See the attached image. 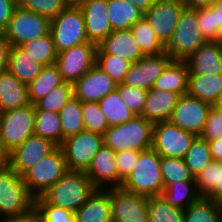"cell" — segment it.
I'll return each mask as SVG.
<instances>
[{"instance_id":"obj_1","label":"cell","mask_w":222,"mask_h":222,"mask_svg":"<svg viewBox=\"0 0 222 222\" xmlns=\"http://www.w3.org/2000/svg\"><path fill=\"white\" fill-rule=\"evenodd\" d=\"M97 189L85 172L69 170L41 197L47 203L74 213Z\"/></svg>"},{"instance_id":"obj_2","label":"cell","mask_w":222,"mask_h":222,"mask_svg":"<svg viewBox=\"0 0 222 222\" xmlns=\"http://www.w3.org/2000/svg\"><path fill=\"white\" fill-rule=\"evenodd\" d=\"M161 156L151 147L139 151L131 173L121 187L145 197L160 196L164 189L161 173Z\"/></svg>"},{"instance_id":"obj_3","label":"cell","mask_w":222,"mask_h":222,"mask_svg":"<svg viewBox=\"0 0 222 222\" xmlns=\"http://www.w3.org/2000/svg\"><path fill=\"white\" fill-rule=\"evenodd\" d=\"M153 123L142 116H135L123 124L111 126L103 135L106 147L114 152L143 151L152 146Z\"/></svg>"},{"instance_id":"obj_4","label":"cell","mask_w":222,"mask_h":222,"mask_svg":"<svg viewBox=\"0 0 222 222\" xmlns=\"http://www.w3.org/2000/svg\"><path fill=\"white\" fill-rule=\"evenodd\" d=\"M35 208V197L26 187L23 177L5 162L0 164V217L19 216Z\"/></svg>"},{"instance_id":"obj_5","label":"cell","mask_w":222,"mask_h":222,"mask_svg":"<svg viewBox=\"0 0 222 222\" xmlns=\"http://www.w3.org/2000/svg\"><path fill=\"white\" fill-rule=\"evenodd\" d=\"M198 23L197 9L185 7L173 35L164 45V51L172 60L185 61L207 42Z\"/></svg>"},{"instance_id":"obj_6","label":"cell","mask_w":222,"mask_h":222,"mask_svg":"<svg viewBox=\"0 0 222 222\" xmlns=\"http://www.w3.org/2000/svg\"><path fill=\"white\" fill-rule=\"evenodd\" d=\"M34 122L33 104L0 113V151L4 157L34 134Z\"/></svg>"},{"instance_id":"obj_7","label":"cell","mask_w":222,"mask_h":222,"mask_svg":"<svg viewBox=\"0 0 222 222\" xmlns=\"http://www.w3.org/2000/svg\"><path fill=\"white\" fill-rule=\"evenodd\" d=\"M68 171L62 149L57 146L29 168L22 177L29 192L36 198L45 193Z\"/></svg>"},{"instance_id":"obj_8","label":"cell","mask_w":222,"mask_h":222,"mask_svg":"<svg viewBox=\"0 0 222 222\" xmlns=\"http://www.w3.org/2000/svg\"><path fill=\"white\" fill-rule=\"evenodd\" d=\"M50 34L57 53L88 42L85 20L79 6L68 5L56 18L50 20Z\"/></svg>"},{"instance_id":"obj_9","label":"cell","mask_w":222,"mask_h":222,"mask_svg":"<svg viewBox=\"0 0 222 222\" xmlns=\"http://www.w3.org/2000/svg\"><path fill=\"white\" fill-rule=\"evenodd\" d=\"M197 136L169 120L153 123L152 148L161 156L184 159Z\"/></svg>"},{"instance_id":"obj_10","label":"cell","mask_w":222,"mask_h":222,"mask_svg":"<svg viewBox=\"0 0 222 222\" xmlns=\"http://www.w3.org/2000/svg\"><path fill=\"white\" fill-rule=\"evenodd\" d=\"M103 144V135L86 130L65 138L60 148L68 170L85 172Z\"/></svg>"},{"instance_id":"obj_11","label":"cell","mask_w":222,"mask_h":222,"mask_svg":"<svg viewBox=\"0 0 222 222\" xmlns=\"http://www.w3.org/2000/svg\"><path fill=\"white\" fill-rule=\"evenodd\" d=\"M49 32V19L17 6L3 34L11 46H20Z\"/></svg>"},{"instance_id":"obj_12","label":"cell","mask_w":222,"mask_h":222,"mask_svg":"<svg viewBox=\"0 0 222 222\" xmlns=\"http://www.w3.org/2000/svg\"><path fill=\"white\" fill-rule=\"evenodd\" d=\"M97 44L88 41L58 53L56 65L65 82L74 84L96 62Z\"/></svg>"},{"instance_id":"obj_13","label":"cell","mask_w":222,"mask_h":222,"mask_svg":"<svg viewBox=\"0 0 222 222\" xmlns=\"http://www.w3.org/2000/svg\"><path fill=\"white\" fill-rule=\"evenodd\" d=\"M112 222H148V197L110 188Z\"/></svg>"},{"instance_id":"obj_14","label":"cell","mask_w":222,"mask_h":222,"mask_svg":"<svg viewBox=\"0 0 222 222\" xmlns=\"http://www.w3.org/2000/svg\"><path fill=\"white\" fill-rule=\"evenodd\" d=\"M211 107L210 103L185 94L179 98L169 121L187 132L200 136Z\"/></svg>"},{"instance_id":"obj_15","label":"cell","mask_w":222,"mask_h":222,"mask_svg":"<svg viewBox=\"0 0 222 222\" xmlns=\"http://www.w3.org/2000/svg\"><path fill=\"white\" fill-rule=\"evenodd\" d=\"M184 8L182 0H156L144 12L143 17L164 45L173 35Z\"/></svg>"},{"instance_id":"obj_16","label":"cell","mask_w":222,"mask_h":222,"mask_svg":"<svg viewBox=\"0 0 222 222\" xmlns=\"http://www.w3.org/2000/svg\"><path fill=\"white\" fill-rule=\"evenodd\" d=\"M56 147L49 139L33 134L5 157V163L22 176Z\"/></svg>"},{"instance_id":"obj_17","label":"cell","mask_w":222,"mask_h":222,"mask_svg":"<svg viewBox=\"0 0 222 222\" xmlns=\"http://www.w3.org/2000/svg\"><path fill=\"white\" fill-rule=\"evenodd\" d=\"M171 60L172 58L166 52L145 55L130 65L122 84L149 90Z\"/></svg>"},{"instance_id":"obj_18","label":"cell","mask_w":222,"mask_h":222,"mask_svg":"<svg viewBox=\"0 0 222 222\" xmlns=\"http://www.w3.org/2000/svg\"><path fill=\"white\" fill-rule=\"evenodd\" d=\"M116 87V82L94 65L73 84V96L81 102H98Z\"/></svg>"},{"instance_id":"obj_19","label":"cell","mask_w":222,"mask_h":222,"mask_svg":"<svg viewBox=\"0 0 222 222\" xmlns=\"http://www.w3.org/2000/svg\"><path fill=\"white\" fill-rule=\"evenodd\" d=\"M85 173L98 189L119 187V173L115 152L104 144L93 156Z\"/></svg>"},{"instance_id":"obj_20","label":"cell","mask_w":222,"mask_h":222,"mask_svg":"<svg viewBox=\"0 0 222 222\" xmlns=\"http://www.w3.org/2000/svg\"><path fill=\"white\" fill-rule=\"evenodd\" d=\"M78 6L84 16L88 40L98 45L112 32L107 0H85Z\"/></svg>"},{"instance_id":"obj_21","label":"cell","mask_w":222,"mask_h":222,"mask_svg":"<svg viewBox=\"0 0 222 222\" xmlns=\"http://www.w3.org/2000/svg\"><path fill=\"white\" fill-rule=\"evenodd\" d=\"M96 54H112L129 61L131 64L145 56L130 29L112 31L97 45Z\"/></svg>"},{"instance_id":"obj_22","label":"cell","mask_w":222,"mask_h":222,"mask_svg":"<svg viewBox=\"0 0 222 222\" xmlns=\"http://www.w3.org/2000/svg\"><path fill=\"white\" fill-rule=\"evenodd\" d=\"M185 62L188 75H222V47L216 41H207Z\"/></svg>"},{"instance_id":"obj_23","label":"cell","mask_w":222,"mask_h":222,"mask_svg":"<svg viewBox=\"0 0 222 222\" xmlns=\"http://www.w3.org/2000/svg\"><path fill=\"white\" fill-rule=\"evenodd\" d=\"M181 96L171 91H161L155 88L147 90L141 116L152 123L169 120Z\"/></svg>"},{"instance_id":"obj_24","label":"cell","mask_w":222,"mask_h":222,"mask_svg":"<svg viewBox=\"0 0 222 222\" xmlns=\"http://www.w3.org/2000/svg\"><path fill=\"white\" fill-rule=\"evenodd\" d=\"M29 104L28 85L19 81L8 70L0 72V113Z\"/></svg>"},{"instance_id":"obj_25","label":"cell","mask_w":222,"mask_h":222,"mask_svg":"<svg viewBox=\"0 0 222 222\" xmlns=\"http://www.w3.org/2000/svg\"><path fill=\"white\" fill-rule=\"evenodd\" d=\"M74 215L76 222H112L110 188L97 189Z\"/></svg>"},{"instance_id":"obj_26","label":"cell","mask_w":222,"mask_h":222,"mask_svg":"<svg viewBox=\"0 0 222 222\" xmlns=\"http://www.w3.org/2000/svg\"><path fill=\"white\" fill-rule=\"evenodd\" d=\"M189 69L185 61L171 60L162 74L154 82L152 88L161 91H171L180 96L188 91Z\"/></svg>"},{"instance_id":"obj_27","label":"cell","mask_w":222,"mask_h":222,"mask_svg":"<svg viewBox=\"0 0 222 222\" xmlns=\"http://www.w3.org/2000/svg\"><path fill=\"white\" fill-rule=\"evenodd\" d=\"M43 67L19 46L11 47L7 70L19 81L28 85L41 73Z\"/></svg>"},{"instance_id":"obj_28","label":"cell","mask_w":222,"mask_h":222,"mask_svg":"<svg viewBox=\"0 0 222 222\" xmlns=\"http://www.w3.org/2000/svg\"><path fill=\"white\" fill-rule=\"evenodd\" d=\"M187 94L216 105L222 94V75H188Z\"/></svg>"},{"instance_id":"obj_29","label":"cell","mask_w":222,"mask_h":222,"mask_svg":"<svg viewBox=\"0 0 222 222\" xmlns=\"http://www.w3.org/2000/svg\"><path fill=\"white\" fill-rule=\"evenodd\" d=\"M194 179L202 197H207L222 206L221 162L211 161Z\"/></svg>"},{"instance_id":"obj_30","label":"cell","mask_w":222,"mask_h":222,"mask_svg":"<svg viewBox=\"0 0 222 222\" xmlns=\"http://www.w3.org/2000/svg\"><path fill=\"white\" fill-rule=\"evenodd\" d=\"M112 31L128 30L144 13L127 0H107Z\"/></svg>"},{"instance_id":"obj_31","label":"cell","mask_w":222,"mask_h":222,"mask_svg":"<svg viewBox=\"0 0 222 222\" xmlns=\"http://www.w3.org/2000/svg\"><path fill=\"white\" fill-rule=\"evenodd\" d=\"M160 196L173 207L186 209L189 205L198 201L202 196L199 194L195 181H180L170 183L163 189Z\"/></svg>"},{"instance_id":"obj_32","label":"cell","mask_w":222,"mask_h":222,"mask_svg":"<svg viewBox=\"0 0 222 222\" xmlns=\"http://www.w3.org/2000/svg\"><path fill=\"white\" fill-rule=\"evenodd\" d=\"M64 80L56 64L44 66L41 73L28 84V99L35 104L45 97L54 87L62 84Z\"/></svg>"},{"instance_id":"obj_33","label":"cell","mask_w":222,"mask_h":222,"mask_svg":"<svg viewBox=\"0 0 222 222\" xmlns=\"http://www.w3.org/2000/svg\"><path fill=\"white\" fill-rule=\"evenodd\" d=\"M109 127L132 120L136 115L129 110L117 89L98 101Z\"/></svg>"},{"instance_id":"obj_34","label":"cell","mask_w":222,"mask_h":222,"mask_svg":"<svg viewBox=\"0 0 222 222\" xmlns=\"http://www.w3.org/2000/svg\"><path fill=\"white\" fill-rule=\"evenodd\" d=\"M34 134L49 139L60 146L65 138L59 114L52 111L35 110Z\"/></svg>"},{"instance_id":"obj_35","label":"cell","mask_w":222,"mask_h":222,"mask_svg":"<svg viewBox=\"0 0 222 222\" xmlns=\"http://www.w3.org/2000/svg\"><path fill=\"white\" fill-rule=\"evenodd\" d=\"M130 31L144 55H157L164 51V44L158 39L148 21L142 17Z\"/></svg>"},{"instance_id":"obj_36","label":"cell","mask_w":222,"mask_h":222,"mask_svg":"<svg viewBox=\"0 0 222 222\" xmlns=\"http://www.w3.org/2000/svg\"><path fill=\"white\" fill-rule=\"evenodd\" d=\"M19 47L43 66L56 63L58 53L50 32L32 41L25 42Z\"/></svg>"},{"instance_id":"obj_37","label":"cell","mask_w":222,"mask_h":222,"mask_svg":"<svg viewBox=\"0 0 222 222\" xmlns=\"http://www.w3.org/2000/svg\"><path fill=\"white\" fill-rule=\"evenodd\" d=\"M221 215V205L207 197H201L184 209V222H219Z\"/></svg>"},{"instance_id":"obj_38","label":"cell","mask_w":222,"mask_h":222,"mask_svg":"<svg viewBox=\"0 0 222 222\" xmlns=\"http://www.w3.org/2000/svg\"><path fill=\"white\" fill-rule=\"evenodd\" d=\"M58 114L64 138L85 130L81 112V101L74 96L68 100Z\"/></svg>"},{"instance_id":"obj_39","label":"cell","mask_w":222,"mask_h":222,"mask_svg":"<svg viewBox=\"0 0 222 222\" xmlns=\"http://www.w3.org/2000/svg\"><path fill=\"white\" fill-rule=\"evenodd\" d=\"M184 161L195 178L208 163L213 161L208 141L197 136L186 152Z\"/></svg>"},{"instance_id":"obj_40","label":"cell","mask_w":222,"mask_h":222,"mask_svg":"<svg viewBox=\"0 0 222 222\" xmlns=\"http://www.w3.org/2000/svg\"><path fill=\"white\" fill-rule=\"evenodd\" d=\"M148 222H184V210L168 204L161 196L148 197Z\"/></svg>"},{"instance_id":"obj_41","label":"cell","mask_w":222,"mask_h":222,"mask_svg":"<svg viewBox=\"0 0 222 222\" xmlns=\"http://www.w3.org/2000/svg\"><path fill=\"white\" fill-rule=\"evenodd\" d=\"M73 96V84L63 82L54 87L45 97L34 104V110H46L59 113L62 107Z\"/></svg>"},{"instance_id":"obj_42","label":"cell","mask_w":222,"mask_h":222,"mask_svg":"<svg viewBox=\"0 0 222 222\" xmlns=\"http://www.w3.org/2000/svg\"><path fill=\"white\" fill-rule=\"evenodd\" d=\"M161 173L164 188L170 183L180 181H195L184 159L161 157Z\"/></svg>"},{"instance_id":"obj_43","label":"cell","mask_w":222,"mask_h":222,"mask_svg":"<svg viewBox=\"0 0 222 222\" xmlns=\"http://www.w3.org/2000/svg\"><path fill=\"white\" fill-rule=\"evenodd\" d=\"M95 65L111 77L116 84H121L131 63L112 54H96Z\"/></svg>"},{"instance_id":"obj_44","label":"cell","mask_w":222,"mask_h":222,"mask_svg":"<svg viewBox=\"0 0 222 222\" xmlns=\"http://www.w3.org/2000/svg\"><path fill=\"white\" fill-rule=\"evenodd\" d=\"M81 112L86 131L105 134L109 126L98 102H81Z\"/></svg>"},{"instance_id":"obj_45","label":"cell","mask_w":222,"mask_h":222,"mask_svg":"<svg viewBox=\"0 0 222 222\" xmlns=\"http://www.w3.org/2000/svg\"><path fill=\"white\" fill-rule=\"evenodd\" d=\"M17 6L49 20L56 18L68 5L64 0H16Z\"/></svg>"},{"instance_id":"obj_46","label":"cell","mask_w":222,"mask_h":222,"mask_svg":"<svg viewBox=\"0 0 222 222\" xmlns=\"http://www.w3.org/2000/svg\"><path fill=\"white\" fill-rule=\"evenodd\" d=\"M35 210L39 222H76L73 212L47 203L41 196L35 198Z\"/></svg>"},{"instance_id":"obj_47","label":"cell","mask_w":222,"mask_h":222,"mask_svg":"<svg viewBox=\"0 0 222 222\" xmlns=\"http://www.w3.org/2000/svg\"><path fill=\"white\" fill-rule=\"evenodd\" d=\"M116 89L129 110L136 116H141L146 101L147 90L130 87L122 83L117 84Z\"/></svg>"},{"instance_id":"obj_48","label":"cell","mask_w":222,"mask_h":222,"mask_svg":"<svg viewBox=\"0 0 222 222\" xmlns=\"http://www.w3.org/2000/svg\"><path fill=\"white\" fill-rule=\"evenodd\" d=\"M198 26L206 41H216L220 29L216 26L215 13L208 7L197 8Z\"/></svg>"},{"instance_id":"obj_49","label":"cell","mask_w":222,"mask_h":222,"mask_svg":"<svg viewBox=\"0 0 222 222\" xmlns=\"http://www.w3.org/2000/svg\"><path fill=\"white\" fill-rule=\"evenodd\" d=\"M200 137L207 141L222 138V109L216 105L210 108Z\"/></svg>"},{"instance_id":"obj_50","label":"cell","mask_w":222,"mask_h":222,"mask_svg":"<svg viewBox=\"0 0 222 222\" xmlns=\"http://www.w3.org/2000/svg\"><path fill=\"white\" fill-rule=\"evenodd\" d=\"M139 156L137 150H126L115 152V159L117 162V170L119 173V187H121L123 181L131 173L132 167Z\"/></svg>"},{"instance_id":"obj_51","label":"cell","mask_w":222,"mask_h":222,"mask_svg":"<svg viewBox=\"0 0 222 222\" xmlns=\"http://www.w3.org/2000/svg\"><path fill=\"white\" fill-rule=\"evenodd\" d=\"M16 7V0H0V33L7 28Z\"/></svg>"},{"instance_id":"obj_52","label":"cell","mask_w":222,"mask_h":222,"mask_svg":"<svg viewBox=\"0 0 222 222\" xmlns=\"http://www.w3.org/2000/svg\"><path fill=\"white\" fill-rule=\"evenodd\" d=\"M11 47L10 42L4 34L0 33V72L7 70Z\"/></svg>"},{"instance_id":"obj_53","label":"cell","mask_w":222,"mask_h":222,"mask_svg":"<svg viewBox=\"0 0 222 222\" xmlns=\"http://www.w3.org/2000/svg\"><path fill=\"white\" fill-rule=\"evenodd\" d=\"M0 222H39V217L34 208L31 212L23 215L0 217Z\"/></svg>"},{"instance_id":"obj_54","label":"cell","mask_w":222,"mask_h":222,"mask_svg":"<svg viewBox=\"0 0 222 222\" xmlns=\"http://www.w3.org/2000/svg\"><path fill=\"white\" fill-rule=\"evenodd\" d=\"M213 161L222 163V138L208 141Z\"/></svg>"},{"instance_id":"obj_55","label":"cell","mask_w":222,"mask_h":222,"mask_svg":"<svg viewBox=\"0 0 222 222\" xmlns=\"http://www.w3.org/2000/svg\"><path fill=\"white\" fill-rule=\"evenodd\" d=\"M186 8L197 9L211 6L215 0H182Z\"/></svg>"},{"instance_id":"obj_56","label":"cell","mask_w":222,"mask_h":222,"mask_svg":"<svg viewBox=\"0 0 222 222\" xmlns=\"http://www.w3.org/2000/svg\"><path fill=\"white\" fill-rule=\"evenodd\" d=\"M209 7L215 13L216 26L221 30L222 29V3L214 2Z\"/></svg>"},{"instance_id":"obj_57","label":"cell","mask_w":222,"mask_h":222,"mask_svg":"<svg viewBox=\"0 0 222 222\" xmlns=\"http://www.w3.org/2000/svg\"><path fill=\"white\" fill-rule=\"evenodd\" d=\"M143 13L148 10L156 0H127Z\"/></svg>"},{"instance_id":"obj_58","label":"cell","mask_w":222,"mask_h":222,"mask_svg":"<svg viewBox=\"0 0 222 222\" xmlns=\"http://www.w3.org/2000/svg\"><path fill=\"white\" fill-rule=\"evenodd\" d=\"M85 0H64V2L67 5H71V6H78L80 3H82Z\"/></svg>"},{"instance_id":"obj_59","label":"cell","mask_w":222,"mask_h":222,"mask_svg":"<svg viewBox=\"0 0 222 222\" xmlns=\"http://www.w3.org/2000/svg\"><path fill=\"white\" fill-rule=\"evenodd\" d=\"M216 42L222 47V29L219 31Z\"/></svg>"},{"instance_id":"obj_60","label":"cell","mask_w":222,"mask_h":222,"mask_svg":"<svg viewBox=\"0 0 222 222\" xmlns=\"http://www.w3.org/2000/svg\"><path fill=\"white\" fill-rule=\"evenodd\" d=\"M216 106L220 109H222V94H221V97L219 99V101L217 102Z\"/></svg>"},{"instance_id":"obj_61","label":"cell","mask_w":222,"mask_h":222,"mask_svg":"<svg viewBox=\"0 0 222 222\" xmlns=\"http://www.w3.org/2000/svg\"><path fill=\"white\" fill-rule=\"evenodd\" d=\"M0 161H5V157L2 155L1 151H0Z\"/></svg>"},{"instance_id":"obj_62","label":"cell","mask_w":222,"mask_h":222,"mask_svg":"<svg viewBox=\"0 0 222 222\" xmlns=\"http://www.w3.org/2000/svg\"><path fill=\"white\" fill-rule=\"evenodd\" d=\"M215 2H217V3H222V0H215Z\"/></svg>"}]
</instances>
